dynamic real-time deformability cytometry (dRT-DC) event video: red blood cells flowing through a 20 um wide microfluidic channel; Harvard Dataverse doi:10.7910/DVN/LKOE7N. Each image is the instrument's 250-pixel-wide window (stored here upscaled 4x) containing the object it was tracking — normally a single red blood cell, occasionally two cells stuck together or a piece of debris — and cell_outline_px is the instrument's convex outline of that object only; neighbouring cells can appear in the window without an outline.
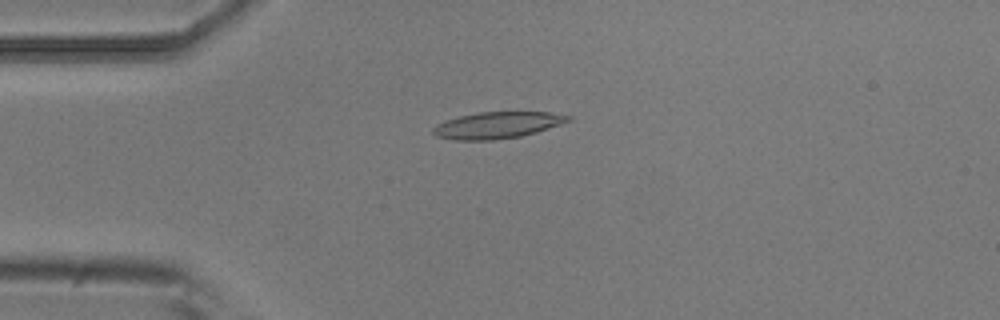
{"species": "common noctule bat (a hibernating species)", "species_latin": "Nyctalus noctula", "temperature_condition": "room temperature", "stored_images_in_passage": 6, "camera_frame_rate_fps": 3000, "um_per_image_px": 0.085, "animal": {"sex": "male", "body_mass_g": 20.5, "forearm_length_mm": 52.5}, "frame": {"image": 1, "passage_image": 4, "time_ms": 1.0, "image_size_px": [1000, 320], "cell_outline_px": [[572, 120], [536, 132], [520, 136], [492, 140], [452, 140], [436, 136], [432, 132], [432, 128], [436, 124], [460, 116], [476, 112], [548, 112], [572, 116]], "centroid_in_image_um": [42.25, 10.64], "position_along_channel_um": 42.7, "area_um2": 20.81}}